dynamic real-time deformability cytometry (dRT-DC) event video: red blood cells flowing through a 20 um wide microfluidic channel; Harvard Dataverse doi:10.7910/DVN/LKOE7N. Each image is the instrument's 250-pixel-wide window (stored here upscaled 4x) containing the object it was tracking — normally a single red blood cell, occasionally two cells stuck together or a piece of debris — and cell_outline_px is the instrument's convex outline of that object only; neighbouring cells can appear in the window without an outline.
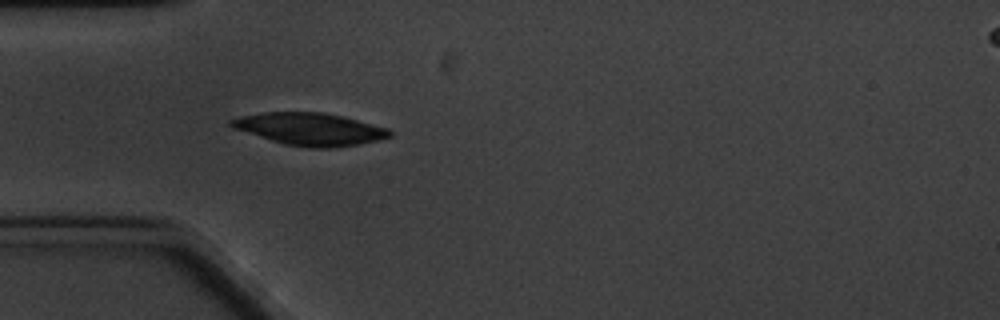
{"species": "common noctule bat (a hibernating species)", "species_latin": "Nyctalus noctula", "temperature_condition": "cold", "stored_images_in_passage": 2, "camera_frame_rate_fps": 3000, "um_per_image_px": 0.085, "animal": {"sex": "male", "body_mass_g": 20.1, "forearm_length_mm": 53.5}, "frame": {"image": 1, "passage_image": 2, "time_ms": 1.333, "image_size_px": [1000, 320], "cell_outline_px": [[392, 136], [380, 140], [336, 148], [308, 148], [284, 144], [232, 128], [228, 124], [228, 120], [240, 116], [264, 112], [324, 112], [388, 128], [392, 132]], "centroid_in_image_um": [26.32, 10.98], "position_along_channel_um": 58.7, "area_um2": 29.94}}